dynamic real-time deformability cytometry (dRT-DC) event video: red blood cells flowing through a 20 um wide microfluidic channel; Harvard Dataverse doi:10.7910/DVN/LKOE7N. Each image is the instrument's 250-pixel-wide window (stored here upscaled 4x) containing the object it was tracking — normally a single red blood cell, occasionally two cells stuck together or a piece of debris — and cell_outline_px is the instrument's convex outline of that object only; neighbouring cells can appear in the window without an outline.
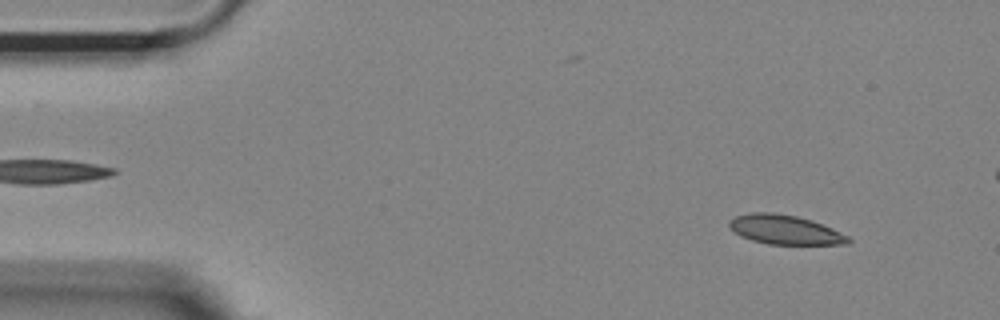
{"species": "Egyptian fruit bat (a non-hibernating species)", "species_latin": "Rousettus aegyptiacus", "temperature_condition": "room temperature", "stored_images_in_passage": 50, "camera_frame_rate_fps": 3000, "um_per_image_px": 0.085, "animal": {"sex": "female"}, "frame": {"image": 1, "passage_image": 5, "time_ms": 1.333, "image_size_px": [1000, 320], "cell_outline_px": [[852, 240], [848, 244], [768, 244], [752, 240], [740, 236], [728, 224], [728, 220], [736, 216], [752, 212], [772, 212], [796, 216], [812, 220], [832, 228], [848, 236]], "centroid_in_image_um": [66.72, 19.52], "position_along_channel_um": 18.3, "area_um2": 20.23}}
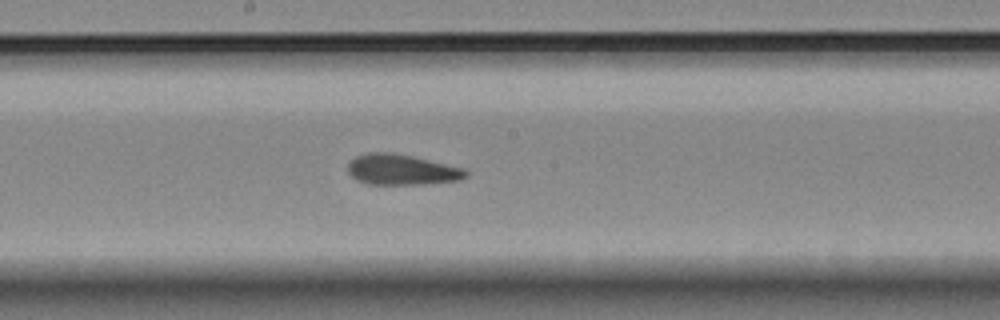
{"frame": {"image": 2, "passage_image": 28, "time_ms": 9.0, "image_size_px": [1000, 320], "cell_outline_px": [[468, 176], [460, 180], [424, 184], [368, 184], [356, 180], [348, 172], [348, 164], [356, 156], [368, 152], [392, 152], [412, 156], [464, 168], [468, 172]], "centroid_in_image_um": [34.14, 14.42], "position_along_channel_um": 214.1, "area_um2": 21.04}}
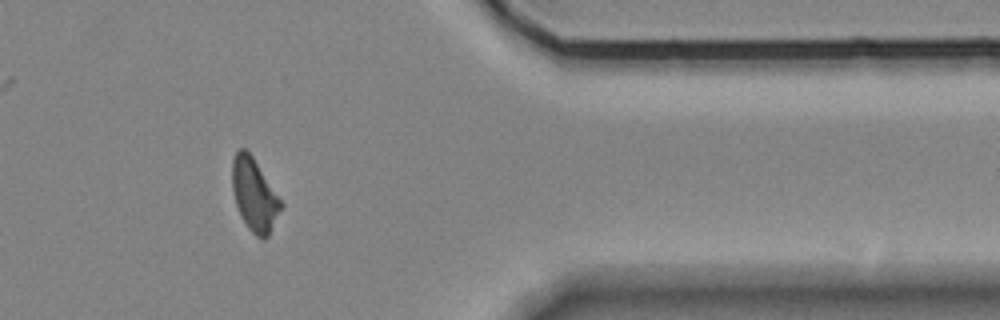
{"frame": {"image": 3, "passage_image": 44, "time_ms": 14.333, "image_size_px": [1000, 320], "cell_outline_px": [[284, 204], [268, 236], [264, 240], [256, 236], [248, 228], [240, 216], [236, 204], [232, 188], [232, 160], [236, 152], [240, 148], [244, 148], [252, 156]], "centroid_in_image_um": [21.62, 16.58], "position_along_channel_um": 389.8, "area_um2": 20.52}}